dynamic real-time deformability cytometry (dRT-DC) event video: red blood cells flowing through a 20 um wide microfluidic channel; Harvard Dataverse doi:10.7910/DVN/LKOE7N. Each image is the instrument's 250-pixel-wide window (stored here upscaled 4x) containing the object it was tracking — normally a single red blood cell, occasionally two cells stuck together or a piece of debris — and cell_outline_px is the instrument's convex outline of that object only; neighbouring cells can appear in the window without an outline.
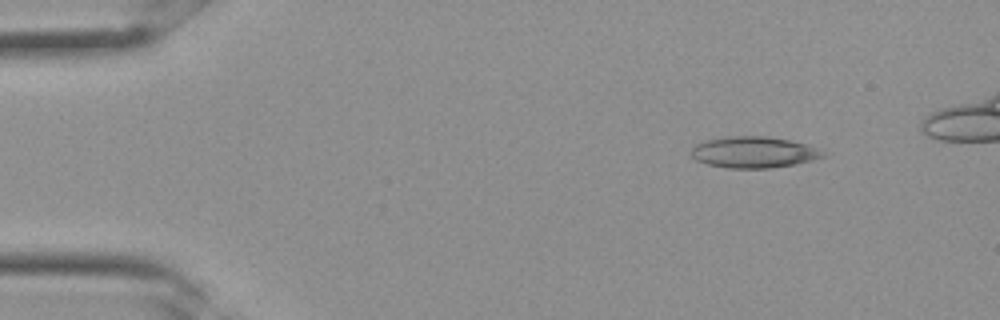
{"species": "Egyptian fruit bat (a non-hibernating species)", "species_latin": "Rousettus aegyptiacus", "temperature_condition": "room temperature", "stored_images_in_passage": 27, "camera_frame_rate_fps": 3000, "um_per_image_px": 0.085, "frame": {"image": 1, "passage_image": 1, "time_ms": 0.0, "image_size_px": [1000, 320], "cell_outline_px": [[824, 156], [812, 160], [772, 168], [728, 168], [708, 164], [696, 160], [688, 152], [696, 144], [704, 140], [724, 136], [768, 136], [808, 144], [824, 152]], "centroid_in_image_um": [64.01, 12.93], "position_along_channel_um": 21.0, "area_um2": 24.04}}
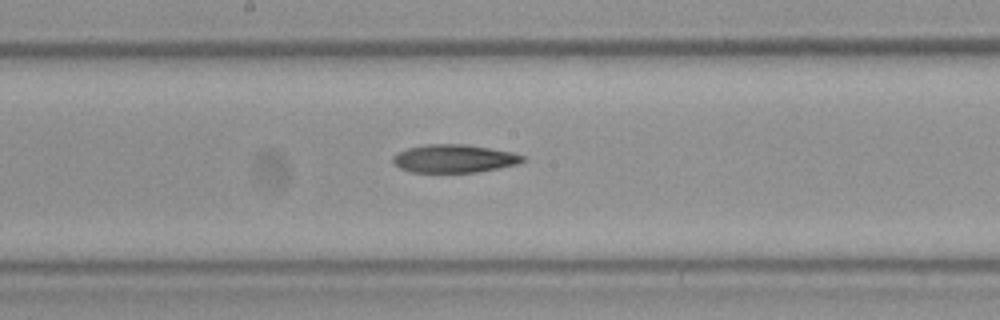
{"frame": {"image": 2, "passage_image": 14, "time_ms": 4.333, "image_size_px": [1000, 320], "cell_outline_px": [[528, 160], [520, 164], [500, 168], [476, 172], [412, 172], [400, 168], [392, 160], [392, 156], [408, 148], [424, 144], [464, 144], [512, 152], [524, 156]], "centroid_in_image_um": [38.65, 13.48], "position_along_channel_um": 209.6, "area_um2": 21.27}}
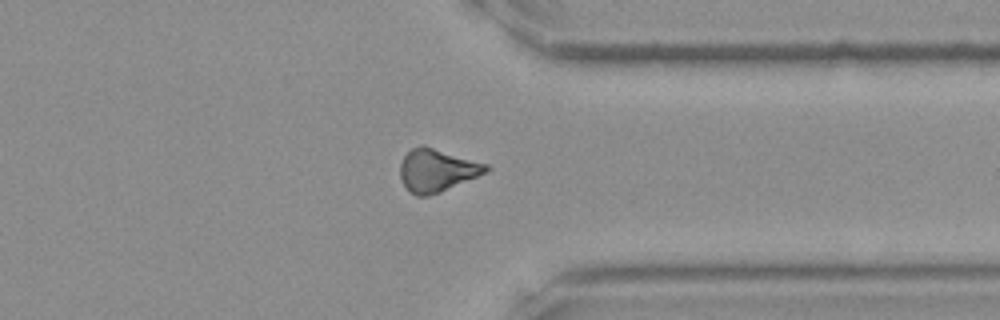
{"frame": {"image": 3, "passage_image": 22, "time_ms": 7.0, "image_size_px": [1000, 320], "cell_outline_px": [[492, 168], [488, 172], [440, 192], [428, 196], [416, 196], [408, 192], [400, 176], [400, 164], [404, 156], [412, 148], [420, 144], [424, 144], [488, 164]], "centroid_in_image_um": [37.15, 14.46], "position_along_channel_um": 374.3, "area_um2": 21.68}}